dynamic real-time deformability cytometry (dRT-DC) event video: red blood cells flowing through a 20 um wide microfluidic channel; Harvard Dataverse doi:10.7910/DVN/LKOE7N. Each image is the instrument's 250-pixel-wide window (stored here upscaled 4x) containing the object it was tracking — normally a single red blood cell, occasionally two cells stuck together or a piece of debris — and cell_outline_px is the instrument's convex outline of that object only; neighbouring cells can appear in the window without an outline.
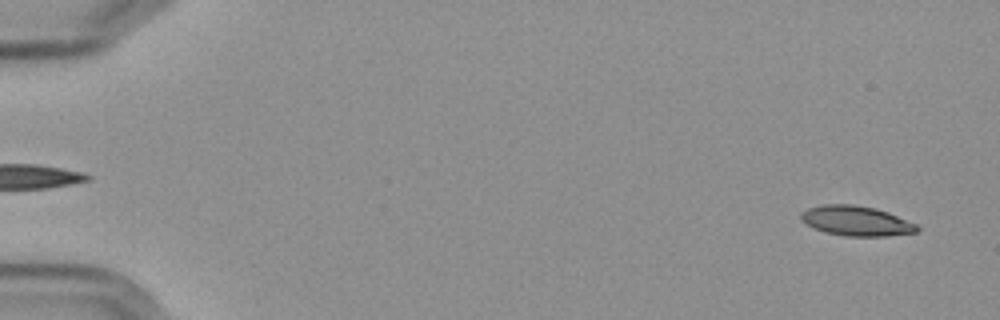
{"species": "Egyptian fruit bat (a non-hibernating species)", "species_latin": "Rousettus aegyptiacus", "temperature_condition": "cold", "stored_images_in_passage": 5, "segment_of_instrument_passage": [2, 2], "camera_frame_rate_fps": 3000, "um_per_image_px": 0.085, "frame": {"image": 1, "passage_image": 5, "time_ms": 5.667, "image_size_px": [1000, 320], "cell_outline_px": [[920, 228], [916, 232], [888, 236], [844, 236], [824, 232], [812, 228], [804, 224], [800, 220], [800, 212], [808, 208], [824, 204], [852, 204], [876, 208], [888, 212], [916, 224]], "centroid_in_image_um": [72.72, 18.77], "position_along_channel_um": 12.3, "area_um2": 20.46}}